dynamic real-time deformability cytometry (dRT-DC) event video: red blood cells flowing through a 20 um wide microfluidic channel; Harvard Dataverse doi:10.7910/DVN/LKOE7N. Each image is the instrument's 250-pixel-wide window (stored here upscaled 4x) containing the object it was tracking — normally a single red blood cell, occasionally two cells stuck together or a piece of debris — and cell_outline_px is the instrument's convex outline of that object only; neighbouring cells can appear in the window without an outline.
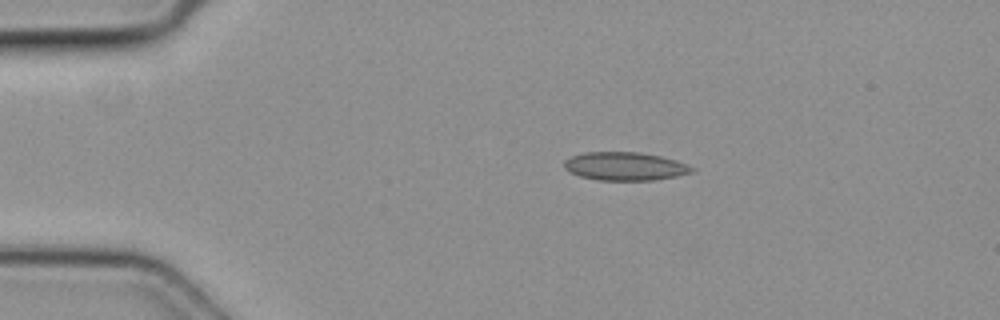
{"species": "common noctule bat (a hibernating species)", "species_latin": "Nyctalus noctula", "temperature_condition": "cold", "stored_images_in_passage": 4, "camera_frame_rate_fps": 3000, "um_per_image_px": 0.085, "animal": {"sex": "female", "body_mass_g": 19.3, "forearm_length_mm": 54.1}, "frame": {"image": 1, "passage_image": 4, "time_ms": 1.0, "image_size_px": [1000, 320], "cell_outline_px": [[696, 168], [692, 172], [676, 176], [652, 180], [600, 180], [580, 176], [564, 168], [564, 160], [572, 156], [584, 152], [640, 152], [660, 156], [676, 160]], "centroid_in_image_um": [53.13, 14.12], "position_along_channel_um": 31.9, "area_um2": 20.92}}